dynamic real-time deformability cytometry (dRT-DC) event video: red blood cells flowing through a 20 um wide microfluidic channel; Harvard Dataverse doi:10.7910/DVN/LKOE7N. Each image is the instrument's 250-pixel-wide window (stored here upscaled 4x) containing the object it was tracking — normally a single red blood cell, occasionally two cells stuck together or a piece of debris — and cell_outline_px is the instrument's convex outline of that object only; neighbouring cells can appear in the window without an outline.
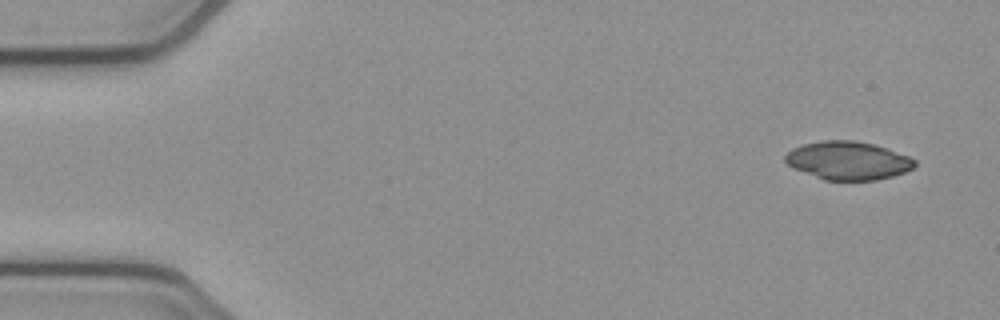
{"species": "common noctule bat (a hibernating species)", "species_latin": "Nyctalus noctula", "temperature_condition": "cold", "stored_images_in_passage": 4, "camera_frame_rate_fps": 3000, "um_per_image_px": 0.085, "animal": {"sex": "female", "body_mass_g": 21.9}, "frame": {"image": 1, "passage_image": 1, "time_ms": 0.0, "image_size_px": [1000, 320], "cell_outline_px": [[916, 164], [912, 168], [904, 172], [892, 176], [876, 180], [824, 180], [792, 168], [784, 160], [784, 156], [792, 148], [804, 144], [820, 140], [852, 140], [872, 144], [908, 156], [916, 160]], "centroid_in_image_um": [72.04, 13.65], "position_along_channel_um": 13.0, "area_um2": 28.73}}